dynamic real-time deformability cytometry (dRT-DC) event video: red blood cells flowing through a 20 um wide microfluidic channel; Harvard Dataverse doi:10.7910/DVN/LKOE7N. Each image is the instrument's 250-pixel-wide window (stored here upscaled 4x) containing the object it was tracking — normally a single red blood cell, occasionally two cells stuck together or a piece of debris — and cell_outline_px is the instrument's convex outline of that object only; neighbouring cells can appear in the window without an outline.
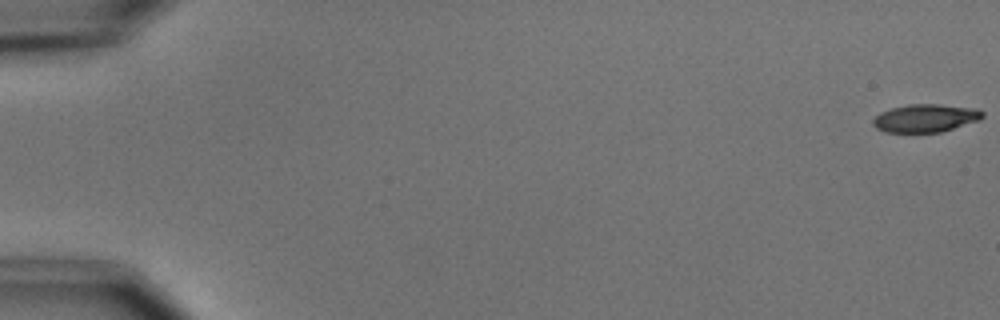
{"species": "common noctule bat (a hibernating species)", "species_latin": "Nyctalus noctula", "temperature_condition": "cold", "stored_images_in_passage": 5, "camera_frame_rate_fps": 3000, "um_per_image_px": 0.085, "animal": {"sex": "male", "body_mass_g": 15.6}, "frame": {"image": 1, "passage_image": 1, "time_ms": 0.0, "image_size_px": [1000, 320], "cell_outline_px": [[984, 116], [980, 120], [940, 132], [888, 132], [876, 128], [872, 124], [872, 120], [880, 112], [892, 108], [908, 104], [940, 104], [976, 108], [984, 112]], "centroid_in_image_um": [78.68, 10.03], "position_along_channel_um": 6.3, "area_um2": 17.86}}
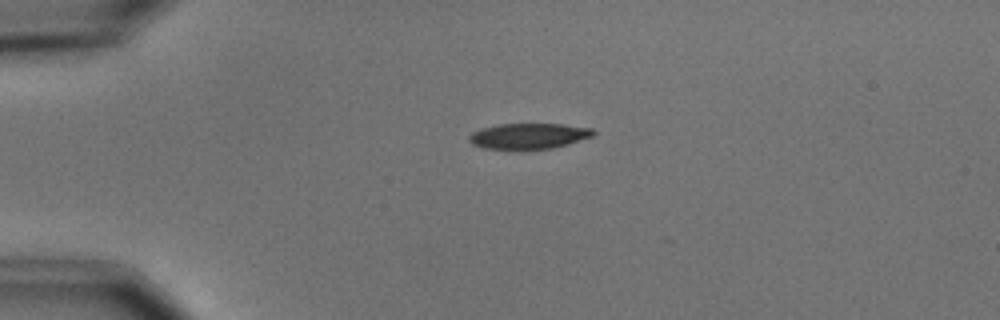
{"frame": {"image": 2, "passage_image": 4, "time_ms": 4.333, "image_size_px": [1000, 320], "cell_outline_px": [[596, 132], [592, 136], [568, 144], [552, 148], [484, 148], [472, 144], [468, 140], [468, 136], [472, 132], [484, 128], [500, 124], [564, 124], [592, 128]], "centroid_in_image_um": [44.96, 11.54], "position_along_channel_um": 40.0, "area_um2": 18.21}}